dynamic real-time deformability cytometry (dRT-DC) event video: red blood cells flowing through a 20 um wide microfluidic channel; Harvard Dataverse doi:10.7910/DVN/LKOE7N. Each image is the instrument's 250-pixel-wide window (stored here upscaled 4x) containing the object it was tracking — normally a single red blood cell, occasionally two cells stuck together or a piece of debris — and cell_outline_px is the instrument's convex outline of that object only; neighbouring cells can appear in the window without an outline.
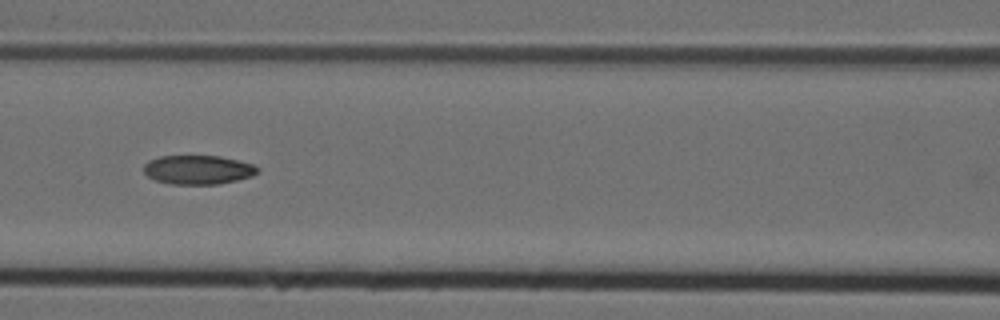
{"species": "Egyptian fruit bat (a non-hibernating species)", "species_latin": "Rousettus aegyptiacus", "temperature_condition": "cold", "stored_images_in_passage": 12, "camera_frame_rate_fps": 3000, "um_per_image_px": 0.085, "animal": {"sex": "female"}, "frame": {"image": 1, "passage_image": 6, "time_ms": 1.667, "image_size_px": [1000, 320], "cell_outline_px": [[260, 172], [252, 176], [236, 180], [216, 184], [172, 184], [156, 180], [148, 176], [144, 172], [144, 164], [148, 160], [160, 156], [220, 156], [252, 164], [260, 168]], "centroid_in_image_um": [16.84, 14.42], "position_along_channel_um": 149.8, "area_um2": 19.19}}
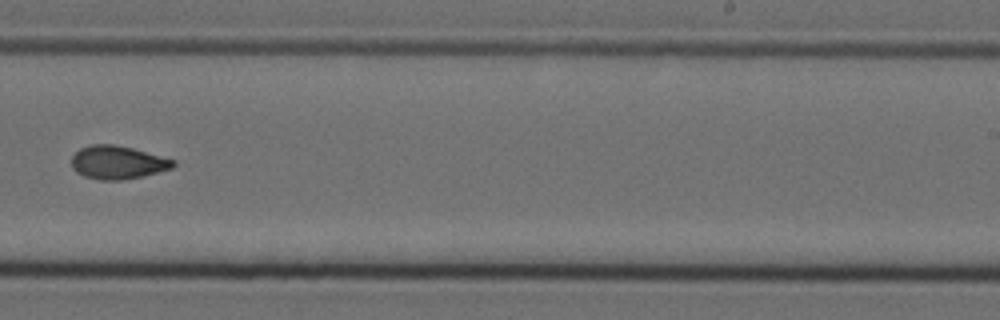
{"frame": {"image": 2, "passage_image": 9, "time_ms": 2.667, "image_size_px": [1000, 320], "cell_outline_px": [[176, 164], [172, 168], [144, 176], [120, 180], [100, 180], [84, 176], [76, 172], [72, 168], [72, 156], [80, 148], [92, 144], [112, 144], [132, 148], [176, 160]], "centroid_in_image_um": [10.0, 13.81], "position_along_channel_um": 279.0, "area_um2": 19.71}}
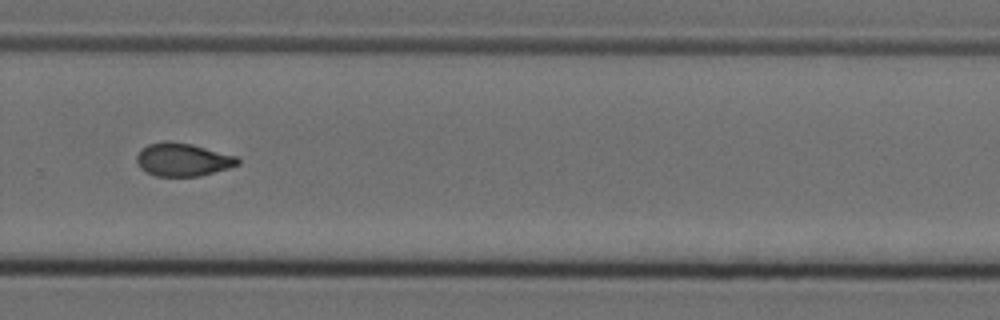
{"frame": {"image": 3, "passage_image": 10, "time_ms": 3.0, "image_size_px": [1000, 320], "cell_outline_px": [[240, 164], [228, 168], [200, 176], [156, 176], [140, 168], [136, 160], [136, 156], [140, 148], [148, 144], [164, 140], [192, 144], [240, 156]], "centroid_in_image_um": [15.56, 13.55], "position_along_channel_um": 314.2, "area_um2": 19.77}}